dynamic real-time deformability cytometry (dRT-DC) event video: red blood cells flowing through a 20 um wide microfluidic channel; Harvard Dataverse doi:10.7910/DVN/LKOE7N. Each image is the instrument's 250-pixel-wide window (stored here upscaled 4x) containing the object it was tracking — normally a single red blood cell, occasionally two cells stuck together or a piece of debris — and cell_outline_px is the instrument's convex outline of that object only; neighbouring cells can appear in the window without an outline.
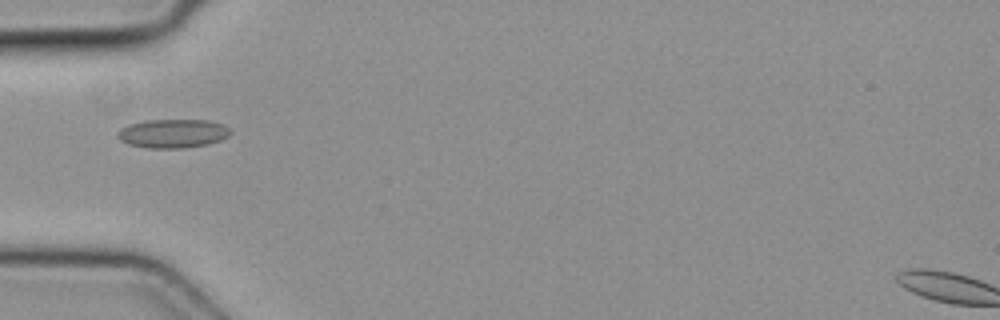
{"species": "common noctule bat (a hibernating species)", "species_latin": "Nyctalus noctula", "temperature_condition": "cold", "stored_images_in_passage": 1, "camera_frame_rate_fps": 3000, "um_per_image_px": 0.085, "animal": {"sex": "female", "body_mass_g": 19.3, "forearm_length_mm": 54.1}, "frame": {"image": 1, "passage_image": 1, "time_ms": 0.0, "image_size_px": [1000, 320], "cell_outline_px": [[232, 132], [228, 136], [220, 140], [208, 144], [180, 148], [148, 148], [128, 144], [120, 140], [116, 136], [116, 132], [120, 128], [128, 124], [148, 120], [208, 120], [224, 124], [232, 128]], "centroid_in_image_um": [14.69, 11.34], "position_along_channel_um": 70.3, "area_um2": 19.13}}